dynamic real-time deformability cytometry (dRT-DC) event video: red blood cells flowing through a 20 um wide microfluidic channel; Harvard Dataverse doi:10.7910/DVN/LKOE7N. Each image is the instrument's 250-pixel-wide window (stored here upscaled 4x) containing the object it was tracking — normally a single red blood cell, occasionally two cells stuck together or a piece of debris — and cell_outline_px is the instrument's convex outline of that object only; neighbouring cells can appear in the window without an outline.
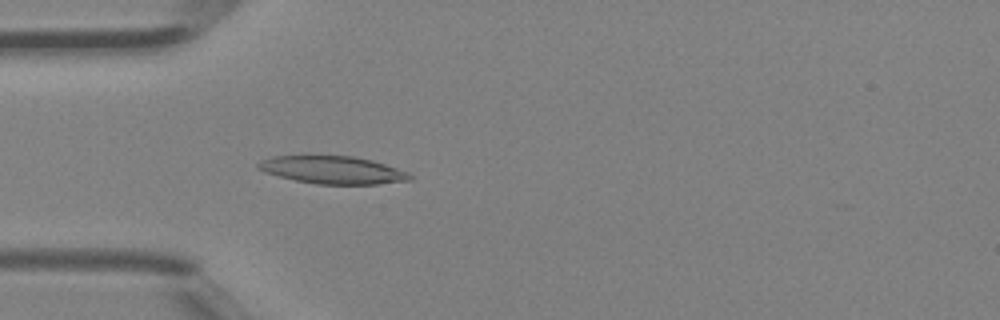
{"species": "Egyptian fruit bat (a non-hibernating species)", "species_latin": "Rousettus aegyptiacus", "temperature_condition": "room temperature", "stored_images_in_passage": 4, "camera_frame_rate_fps": 3000, "um_per_image_px": 0.085, "animal": {"sex": "female"}, "frame": {"image": 1, "passage_image": 4, "time_ms": 1.0, "image_size_px": [1000, 320], "cell_outline_px": [[412, 180], [376, 184], [316, 184], [296, 180], [264, 172], [256, 168], [256, 164], [260, 160], [272, 156], [352, 156], [372, 160], [408, 172], [412, 176]], "centroid_in_image_um": [28.25, 14.44], "position_along_channel_um": 56.7, "area_um2": 24.33}}